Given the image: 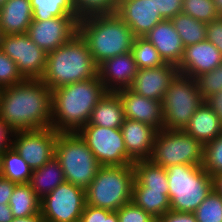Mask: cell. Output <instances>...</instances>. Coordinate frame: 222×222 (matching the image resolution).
<instances>
[{"label": "cell", "mask_w": 222, "mask_h": 222, "mask_svg": "<svg viewBox=\"0 0 222 222\" xmlns=\"http://www.w3.org/2000/svg\"><path fill=\"white\" fill-rule=\"evenodd\" d=\"M116 14L131 28L135 37H143L164 20L152 0H118Z\"/></svg>", "instance_id": "9a60e30c"}, {"label": "cell", "mask_w": 222, "mask_h": 222, "mask_svg": "<svg viewBox=\"0 0 222 222\" xmlns=\"http://www.w3.org/2000/svg\"><path fill=\"white\" fill-rule=\"evenodd\" d=\"M166 171L171 210L194 213L213 190V177L202 166L172 165Z\"/></svg>", "instance_id": "5b68a950"}, {"label": "cell", "mask_w": 222, "mask_h": 222, "mask_svg": "<svg viewBox=\"0 0 222 222\" xmlns=\"http://www.w3.org/2000/svg\"><path fill=\"white\" fill-rule=\"evenodd\" d=\"M78 33L87 42L97 66L109 58L130 52L135 39L131 28L116 13L80 18Z\"/></svg>", "instance_id": "3957f363"}, {"label": "cell", "mask_w": 222, "mask_h": 222, "mask_svg": "<svg viewBox=\"0 0 222 222\" xmlns=\"http://www.w3.org/2000/svg\"><path fill=\"white\" fill-rule=\"evenodd\" d=\"M77 17L116 13L118 0H73Z\"/></svg>", "instance_id": "e575fe53"}, {"label": "cell", "mask_w": 222, "mask_h": 222, "mask_svg": "<svg viewBox=\"0 0 222 222\" xmlns=\"http://www.w3.org/2000/svg\"><path fill=\"white\" fill-rule=\"evenodd\" d=\"M32 169L11 147L0 155V175L16 184L29 183Z\"/></svg>", "instance_id": "f1b7e54d"}, {"label": "cell", "mask_w": 222, "mask_h": 222, "mask_svg": "<svg viewBox=\"0 0 222 222\" xmlns=\"http://www.w3.org/2000/svg\"><path fill=\"white\" fill-rule=\"evenodd\" d=\"M222 63V54L208 40L188 45L184 48L182 59L177 66L180 74L196 79L210 72Z\"/></svg>", "instance_id": "e0dca14e"}, {"label": "cell", "mask_w": 222, "mask_h": 222, "mask_svg": "<svg viewBox=\"0 0 222 222\" xmlns=\"http://www.w3.org/2000/svg\"><path fill=\"white\" fill-rule=\"evenodd\" d=\"M125 120L123 106L115 92H107L91 112L86 125L120 129Z\"/></svg>", "instance_id": "cb8c5ba5"}, {"label": "cell", "mask_w": 222, "mask_h": 222, "mask_svg": "<svg viewBox=\"0 0 222 222\" xmlns=\"http://www.w3.org/2000/svg\"><path fill=\"white\" fill-rule=\"evenodd\" d=\"M137 73L138 67L131 52L109 58L98 66V76L107 92L130 88Z\"/></svg>", "instance_id": "d6986e66"}, {"label": "cell", "mask_w": 222, "mask_h": 222, "mask_svg": "<svg viewBox=\"0 0 222 222\" xmlns=\"http://www.w3.org/2000/svg\"><path fill=\"white\" fill-rule=\"evenodd\" d=\"M158 222H197V219L194 213L170 209L158 219Z\"/></svg>", "instance_id": "7bdbcfd3"}, {"label": "cell", "mask_w": 222, "mask_h": 222, "mask_svg": "<svg viewBox=\"0 0 222 222\" xmlns=\"http://www.w3.org/2000/svg\"><path fill=\"white\" fill-rule=\"evenodd\" d=\"M202 98L206 100L211 95L222 91V63L210 72L201 74L196 78Z\"/></svg>", "instance_id": "8d00e7d4"}, {"label": "cell", "mask_w": 222, "mask_h": 222, "mask_svg": "<svg viewBox=\"0 0 222 222\" xmlns=\"http://www.w3.org/2000/svg\"><path fill=\"white\" fill-rule=\"evenodd\" d=\"M0 120L14 131L52 125L51 90L41 79H25L1 90Z\"/></svg>", "instance_id": "6da1fadb"}, {"label": "cell", "mask_w": 222, "mask_h": 222, "mask_svg": "<svg viewBox=\"0 0 222 222\" xmlns=\"http://www.w3.org/2000/svg\"><path fill=\"white\" fill-rule=\"evenodd\" d=\"M184 47L206 40L207 24L179 13L171 19Z\"/></svg>", "instance_id": "f546056e"}, {"label": "cell", "mask_w": 222, "mask_h": 222, "mask_svg": "<svg viewBox=\"0 0 222 222\" xmlns=\"http://www.w3.org/2000/svg\"><path fill=\"white\" fill-rule=\"evenodd\" d=\"M16 183L0 175V205L9 204Z\"/></svg>", "instance_id": "f6af8a7d"}, {"label": "cell", "mask_w": 222, "mask_h": 222, "mask_svg": "<svg viewBox=\"0 0 222 222\" xmlns=\"http://www.w3.org/2000/svg\"><path fill=\"white\" fill-rule=\"evenodd\" d=\"M33 20H48L66 15H77L73 0H30Z\"/></svg>", "instance_id": "4dcf8cb0"}, {"label": "cell", "mask_w": 222, "mask_h": 222, "mask_svg": "<svg viewBox=\"0 0 222 222\" xmlns=\"http://www.w3.org/2000/svg\"><path fill=\"white\" fill-rule=\"evenodd\" d=\"M14 130L0 120V155L12 147Z\"/></svg>", "instance_id": "ee69618b"}, {"label": "cell", "mask_w": 222, "mask_h": 222, "mask_svg": "<svg viewBox=\"0 0 222 222\" xmlns=\"http://www.w3.org/2000/svg\"><path fill=\"white\" fill-rule=\"evenodd\" d=\"M101 166L133 164L127 158L121 129L84 125L78 132Z\"/></svg>", "instance_id": "8fae6325"}, {"label": "cell", "mask_w": 222, "mask_h": 222, "mask_svg": "<svg viewBox=\"0 0 222 222\" xmlns=\"http://www.w3.org/2000/svg\"><path fill=\"white\" fill-rule=\"evenodd\" d=\"M13 218L9 204L0 205V222H11Z\"/></svg>", "instance_id": "7dc6e473"}, {"label": "cell", "mask_w": 222, "mask_h": 222, "mask_svg": "<svg viewBox=\"0 0 222 222\" xmlns=\"http://www.w3.org/2000/svg\"><path fill=\"white\" fill-rule=\"evenodd\" d=\"M11 222H45L41 213L23 218H13Z\"/></svg>", "instance_id": "c3c4849f"}, {"label": "cell", "mask_w": 222, "mask_h": 222, "mask_svg": "<svg viewBox=\"0 0 222 222\" xmlns=\"http://www.w3.org/2000/svg\"><path fill=\"white\" fill-rule=\"evenodd\" d=\"M0 49L16 64L25 79L43 77L47 53L25 34H9L0 37Z\"/></svg>", "instance_id": "7c38bea8"}, {"label": "cell", "mask_w": 222, "mask_h": 222, "mask_svg": "<svg viewBox=\"0 0 222 222\" xmlns=\"http://www.w3.org/2000/svg\"><path fill=\"white\" fill-rule=\"evenodd\" d=\"M133 165L101 166L86 188V204L117 211L132 201Z\"/></svg>", "instance_id": "8992f818"}, {"label": "cell", "mask_w": 222, "mask_h": 222, "mask_svg": "<svg viewBox=\"0 0 222 222\" xmlns=\"http://www.w3.org/2000/svg\"><path fill=\"white\" fill-rule=\"evenodd\" d=\"M6 0H0V7L5 3Z\"/></svg>", "instance_id": "816d5d0a"}, {"label": "cell", "mask_w": 222, "mask_h": 222, "mask_svg": "<svg viewBox=\"0 0 222 222\" xmlns=\"http://www.w3.org/2000/svg\"><path fill=\"white\" fill-rule=\"evenodd\" d=\"M202 167L212 177L222 172V133L204 146Z\"/></svg>", "instance_id": "d590c367"}, {"label": "cell", "mask_w": 222, "mask_h": 222, "mask_svg": "<svg viewBox=\"0 0 222 222\" xmlns=\"http://www.w3.org/2000/svg\"><path fill=\"white\" fill-rule=\"evenodd\" d=\"M116 212L119 222H158V219L153 218L132 201L120 207Z\"/></svg>", "instance_id": "f35d334b"}, {"label": "cell", "mask_w": 222, "mask_h": 222, "mask_svg": "<svg viewBox=\"0 0 222 222\" xmlns=\"http://www.w3.org/2000/svg\"><path fill=\"white\" fill-rule=\"evenodd\" d=\"M97 75L98 66L92 58L87 42L77 33L67 43L47 54L41 80L52 91Z\"/></svg>", "instance_id": "277c9868"}, {"label": "cell", "mask_w": 222, "mask_h": 222, "mask_svg": "<svg viewBox=\"0 0 222 222\" xmlns=\"http://www.w3.org/2000/svg\"><path fill=\"white\" fill-rule=\"evenodd\" d=\"M183 131L205 146L222 133V123L216 112L204 101Z\"/></svg>", "instance_id": "603a6c76"}, {"label": "cell", "mask_w": 222, "mask_h": 222, "mask_svg": "<svg viewBox=\"0 0 222 222\" xmlns=\"http://www.w3.org/2000/svg\"><path fill=\"white\" fill-rule=\"evenodd\" d=\"M77 15L48 20H32L26 34L47 54L67 43L78 33Z\"/></svg>", "instance_id": "5bb4252c"}, {"label": "cell", "mask_w": 222, "mask_h": 222, "mask_svg": "<svg viewBox=\"0 0 222 222\" xmlns=\"http://www.w3.org/2000/svg\"><path fill=\"white\" fill-rule=\"evenodd\" d=\"M58 134L52 127L15 131L12 147L32 170L39 169L55 156Z\"/></svg>", "instance_id": "4fadbf2b"}, {"label": "cell", "mask_w": 222, "mask_h": 222, "mask_svg": "<svg viewBox=\"0 0 222 222\" xmlns=\"http://www.w3.org/2000/svg\"><path fill=\"white\" fill-rule=\"evenodd\" d=\"M130 52L138 69L157 68L165 64L157 49L144 37H135Z\"/></svg>", "instance_id": "1f68e13d"}, {"label": "cell", "mask_w": 222, "mask_h": 222, "mask_svg": "<svg viewBox=\"0 0 222 222\" xmlns=\"http://www.w3.org/2000/svg\"><path fill=\"white\" fill-rule=\"evenodd\" d=\"M178 73L177 66L168 63L157 68L138 69L129 89L138 95L162 102L171 81Z\"/></svg>", "instance_id": "2e32d148"}, {"label": "cell", "mask_w": 222, "mask_h": 222, "mask_svg": "<svg viewBox=\"0 0 222 222\" xmlns=\"http://www.w3.org/2000/svg\"><path fill=\"white\" fill-rule=\"evenodd\" d=\"M64 182L65 178L60 162L54 156L41 168L32 171L29 184L37 196L42 199Z\"/></svg>", "instance_id": "d4e9b609"}, {"label": "cell", "mask_w": 222, "mask_h": 222, "mask_svg": "<svg viewBox=\"0 0 222 222\" xmlns=\"http://www.w3.org/2000/svg\"><path fill=\"white\" fill-rule=\"evenodd\" d=\"M40 201L29 183L16 184L9 206L14 218H23L40 213Z\"/></svg>", "instance_id": "83f0119b"}, {"label": "cell", "mask_w": 222, "mask_h": 222, "mask_svg": "<svg viewBox=\"0 0 222 222\" xmlns=\"http://www.w3.org/2000/svg\"><path fill=\"white\" fill-rule=\"evenodd\" d=\"M163 19L171 20L182 13V0H152Z\"/></svg>", "instance_id": "60d3db41"}, {"label": "cell", "mask_w": 222, "mask_h": 222, "mask_svg": "<svg viewBox=\"0 0 222 222\" xmlns=\"http://www.w3.org/2000/svg\"><path fill=\"white\" fill-rule=\"evenodd\" d=\"M33 20L30 0H6L0 7L2 35L25 34Z\"/></svg>", "instance_id": "7402d4cb"}, {"label": "cell", "mask_w": 222, "mask_h": 222, "mask_svg": "<svg viewBox=\"0 0 222 222\" xmlns=\"http://www.w3.org/2000/svg\"><path fill=\"white\" fill-rule=\"evenodd\" d=\"M220 16H222V0H212Z\"/></svg>", "instance_id": "f907efd6"}, {"label": "cell", "mask_w": 222, "mask_h": 222, "mask_svg": "<svg viewBox=\"0 0 222 222\" xmlns=\"http://www.w3.org/2000/svg\"><path fill=\"white\" fill-rule=\"evenodd\" d=\"M206 40L210 41L222 54V16L207 24Z\"/></svg>", "instance_id": "b9f144b4"}, {"label": "cell", "mask_w": 222, "mask_h": 222, "mask_svg": "<svg viewBox=\"0 0 222 222\" xmlns=\"http://www.w3.org/2000/svg\"><path fill=\"white\" fill-rule=\"evenodd\" d=\"M213 189L222 196V172L213 176Z\"/></svg>", "instance_id": "681fc988"}, {"label": "cell", "mask_w": 222, "mask_h": 222, "mask_svg": "<svg viewBox=\"0 0 222 222\" xmlns=\"http://www.w3.org/2000/svg\"><path fill=\"white\" fill-rule=\"evenodd\" d=\"M205 100L196 79L178 73L162 100L163 128L183 130Z\"/></svg>", "instance_id": "ba28073f"}, {"label": "cell", "mask_w": 222, "mask_h": 222, "mask_svg": "<svg viewBox=\"0 0 222 222\" xmlns=\"http://www.w3.org/2000/svg\"><path fill=\"white\" fill-rule=\"evenodd\" d=\"M120 129L127 151V158L132 163L138 160H149L157 130L143 122L127 118H125Z\"/></svg>", "instance_id": "ffe728a7"}, {"label": "cell", "mask_w": 222, "mask_h": 222, "mask_svg": "<svg viewBox=\"0 0 222 222\" xmlns=\"http://www.w3.org/2000/svg\"><path fill=\"white\" fill-rule=\"evenodd\" d=\"M55 157L63 170L65 182L86 189L101 167L81 136L59 133L55 142Z\"/></svg>", "instance_id": "52a82bcc"}, {"label": "cell", "mask_w": 222, "mask_h": 222, "mask_svg": "<svg viewBox=\"0 0 222 222\" xmlns=\"http://www.w3.org/2000/svg\"><path fill=\"white\" fill-rule=\"evenodd\" d=\"M132 202L156 219L170 210L169 194H163V191L148 190L135 181L132 186Z\"/></svg>", "instance_id": "4316f807"}, {"label": "cell", "mask_w": 222, "mask_h": 222, "mask_svg": "<svg viewBox=\"0 0 222 222\" xmlns=\"http://www.w3.org/2000/svg\"><path fill=\"white\" fill-rule=\"evenodd\" d=\"M143 37L157 49L164 63L179 65L185 47L171 20L159 22Z\"/></svg>", "instance_id": "44dd1931"}, {"label": "cell", "mask_w": 222, "mask_h": 222, "mask_svg": "<svg viewBox=\"0 0 222 222\" xmlns=\"http://www.w3.org/2000/svg\"><path fill=\"white\" fill-rule=\"evenodd\" d=\"M207 104L216 112L222 123V91L219 94L211 95L205 100Z\"/></svg>", "instance_id": "bcb514c9"}, {"label": "cell", "mask_w": 222, "mask_h": 222, "mask_svg": "<svg viewBox=\"0 0 222 222\" xmlns=\"http://www.w3.org/2000/svg\"><path fill=\"white\" fill-rule=\"evenodd\" d=\"M194 214L197 222H222V196L213 189Z\"/></svg>", "instance_id": "836d02e7"}, {"label": "cell", "mask_w": 222, "mask_h": 222, "mask_svg": "<svg viewBox=\"0 0 222 222\" xmlns=\"http://www.w3.org/2000/svg\"><path fill=\"white\" fill-rule=\"evenodd\" d=\"M115 93L122 103L125 118L143 122L154 127L157 131L163 129L161 102L138 95L129 88Z\"/></svg>", "instance_id": "ac0fdd59"}, {"label": "cell", "mask_w": 222, "mask_h": 222, "mask_svg": "<svg viewBox=\"0 0 222 222\" xmlns=\"http://www.w3.org/2000/svg\"><path fill=\"white\" fill-rule=\"evenodd\" d=\"M107 93L97 75L51 91L52 125L58 133L78 132L89 121L97 102Z\"/></svg>", "instance_id": "7a4b0ae2"}, {"label": "cell", "mask_w": 222, "mask_h": 222, "mask_svg": "<svg viewBox=\"0 0 222 222\" xmlns=\"http://www.w3.org/2000/svg\"><path fill=\"white\" fill-rule=\"evenodd\" d=\"M86 206V189L69 182L60 184L40 201L45 222H79Z\"/></svg>", "instance_id": "30bf717a"}, {"label": "cell", "mask_w": 222, "mask_h": 222, "mask_svg": "<svg viewBox=\"0 0 222 222\" xmlns=\"http://www.w3.org/2000/svg\"><path fill=\"white\" fill-rule=\"evenodd\" d=\"M79 222H119L117 212L86 204Z\"/></svg>", "instance_id": "ab89813d"}, {"label": "cell", "mask_w": 222, "mask_h": 222, "mask_svg": "<svg viewBox=\"0 0 222 222\" xmlns=\"http://www.w3.org/2000/svg\"><path fill=\"white\" fill-rule=\"evenodd\" d=\"M134 181L148 190L163 191L169 194L166 168L156 165L150 160H138L133 164Z\"/></svg>", "instance_id": "484cf974"}, {"label": "cell", "mask_w": 222, "mask_h": 222, "mask_svg": "<svg viewBox=\"0 0 222 222\" xmlns=\"http://www.w3.org/2000/svg\"><path fill=\"white\" fill-rule=\"evenodd\" d=\"M25 78L18 71L17 64L0 49V87H11Z\"/></svg>", "instance_id": "74e56055"}, {"label": "cell", "mask_w": 222, "mask_h": 222, "mask_svg": "<svg viewBox=\"0 0 222 222\" xmlns=\"http://www.w3.org/2000/svg\"><path fill=\"white\" fill-rule=\"evenodd\" d=\"M204 146L183 130L157 131L150 161L167 168L172 165L203 164Z\"/></svg>", "instance_id": "9c48e42d"}, {"label": "cell", "mask_w": 222, "mask_h": 222, "mask_svg": "<svg viewBox=\"0 0 222 222\" xmlns=\"http://www.w3.org/2000/svg\"><path fill=\"white\" fill-rule=\"evenodd\" d=\"M182 1V13L189 15L198 21L208 24L212 20L221 17L212 0Z\"/></svg>", "instance_id": "d6a6232c"}]
</instances>
